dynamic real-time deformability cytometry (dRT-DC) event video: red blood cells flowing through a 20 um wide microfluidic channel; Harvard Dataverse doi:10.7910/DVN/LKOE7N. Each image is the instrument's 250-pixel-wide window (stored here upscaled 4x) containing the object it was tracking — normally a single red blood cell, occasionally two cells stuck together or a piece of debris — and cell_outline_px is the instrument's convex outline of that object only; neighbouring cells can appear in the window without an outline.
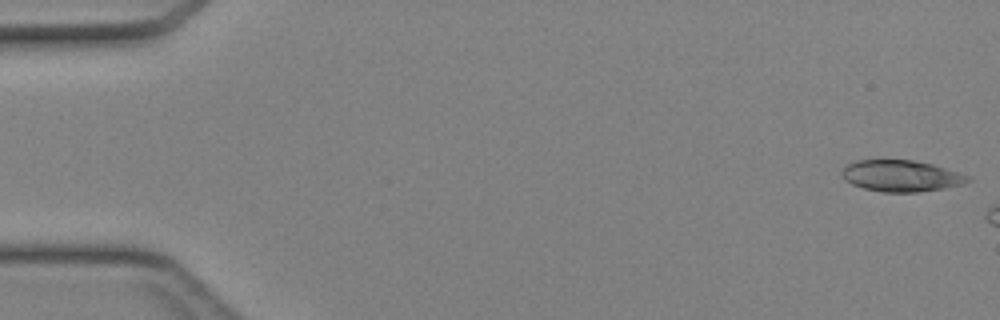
{"species": "Egyptian fruit bat (a non-hibernating species)", "species_latin": "Rousettus aegyptiacus", "temperature_condition": "cold", "stored_images_in_passage": 14, "camera_frame_rate_fps": 3000, "um_per_image_px": 0.085, "animal": {"sex": "female"}, "frame": {"image": 1, "passage_image": 1, "time_ms": 0.0, "image_size_px": [1000, 320], "cell_outline_px": [[972, 180], [964, 184], [944, 188], [916, 192], [884, 192], [864, 188], [852, 184], [844, 180], [840, 176], [840, 172], [848, 164], [856, 160], [912, 160], [932, 164], [968, 176]], "centroid_in_image_um": [76.56, 14.95], "position_along_channel_um": 8.4, "area_um2": 22.89}}
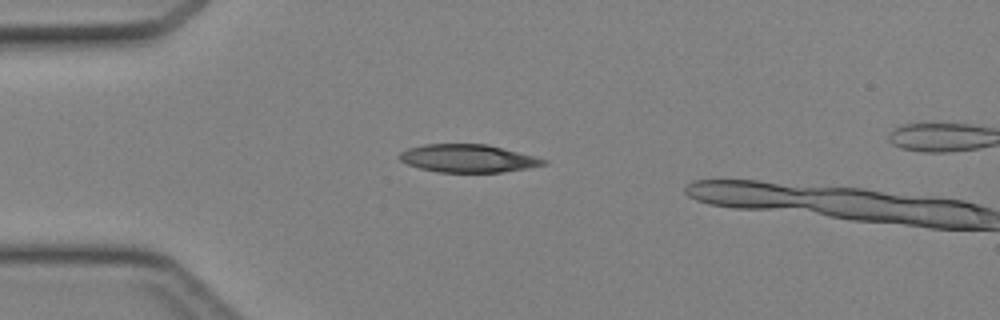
{"frame": {"image": 2, "passage_image": 12, "time_ms": 3.667, "image_size_px": [1000, 320], "cell_outline_px": [[548, 164], [528, 168], [500, 172], [440, 172], [420, 168], [408, 164], [400, 160], [396, 156], [400, 152], [408, 148], [424, 144], [488, 144], [548, 160]], "centroid_in_image_um": [39.76, 13.46], "position_along_channel_um": 45.2, "area_um2": 23.35}}